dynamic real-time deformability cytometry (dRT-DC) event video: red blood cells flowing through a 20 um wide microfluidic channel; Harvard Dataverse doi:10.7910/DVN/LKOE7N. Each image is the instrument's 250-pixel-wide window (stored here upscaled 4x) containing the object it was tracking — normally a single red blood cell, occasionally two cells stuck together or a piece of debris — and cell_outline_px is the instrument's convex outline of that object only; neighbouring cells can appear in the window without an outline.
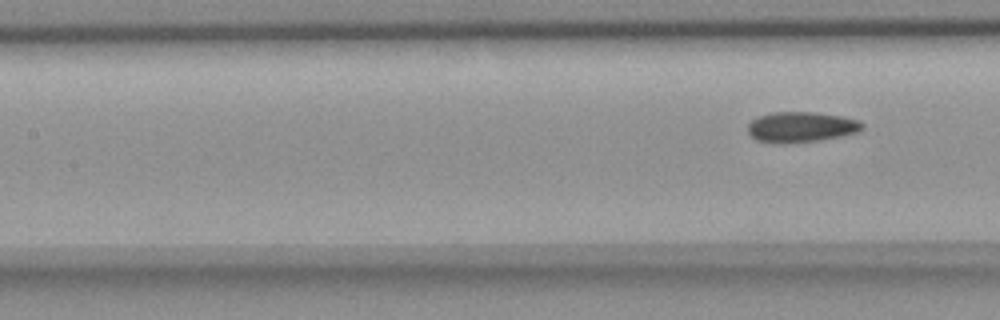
{"species": "common noctule bat (a hibernating species)", "species_latin": "Nyctalus noctula", "temperature_condition": "room temperature", "stored_images_in_passage": 8, "segment_of_instrument_passage": [2, 2], "camera_frame_rate_fps": 3000, "um_per_image_px": 0.085, "animal": {"sex": "female", "body_mass_g": 18.4}, "frame": {"image": 1, "passage_image": 8, "time_ms": 9.667, "image_size_px": [1000, 320], "cell_outline_px": [[864, 128], [856, 132], [840, 136], [820, 140], [780, 144], [756, 140], [748, 132], [748, 124], [756, 116], [772, 112], [816, 112], [840, 116], [860, 120], [864, 124]], "centroid_in_image_um": [68.08, 10.79], "position_along_channel_um": 139.3, "area_um2": 20.4}}